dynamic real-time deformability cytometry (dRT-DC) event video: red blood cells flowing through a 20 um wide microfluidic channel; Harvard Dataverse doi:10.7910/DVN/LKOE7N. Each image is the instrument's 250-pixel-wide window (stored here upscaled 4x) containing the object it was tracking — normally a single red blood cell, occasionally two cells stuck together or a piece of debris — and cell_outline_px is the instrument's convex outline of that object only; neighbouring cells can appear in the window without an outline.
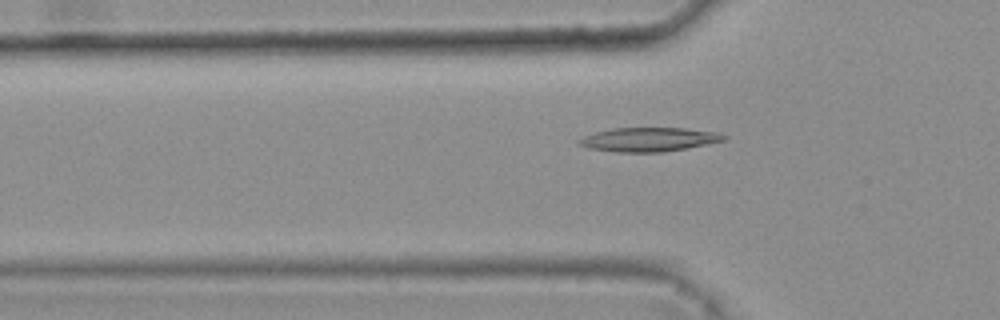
{"species": "common noctule bat (a hibernating species)", "species_latin": "Nyctalus noctula", "temperature_condition": "warm", "stored_images_in_passage": 48, "camera_frame_rate_fps": 3000, "um_per_image_px": 0.085, "animal": {"sex": "female", "body_mass_g": 25.1}, "frame": {"image": 1, "passage_image": 17, "time_ms": 5.333, "image_size_px": [1000, 320], "cell_outline_px": [[728, 136], [724, 140], [664, 152], [616, 152], [588, 148], [576, 144], [576, 140], [584, 136], [596, 132], [612, 128], [684, 128], [716, 132]], "centroid_in_image_um": [55.07, 11.85], "position_along_channel_um": 70.7, "area_um2": 20.11}}
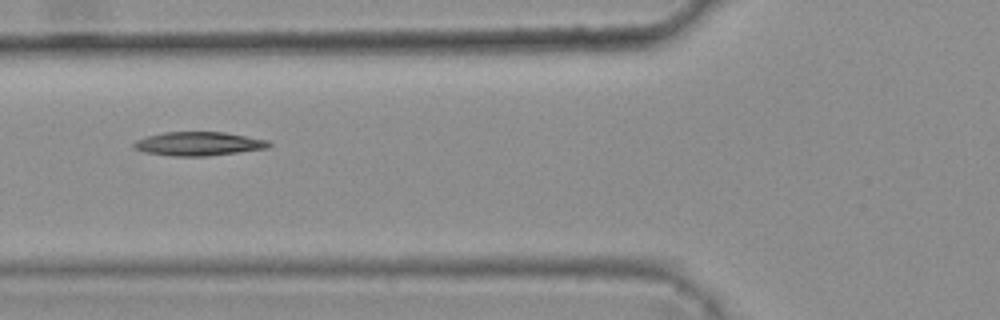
{"frame": {"image": 2, "passage_image": 20, "time_ms": 6.333, "image_size_px": [1000, 320], "cell_outline_px": [[272, 144], [268, 148], [208, 156], [172, 156], [144, 152], [132, 148], [132, 144], [136, 140], [148, 136], [164, 132], [224, 132], [268, 140]], "centroid_in_image_um": [16.86, 12.22], "position_along_channel_um": 108.9, "area_um2": 18.73}}
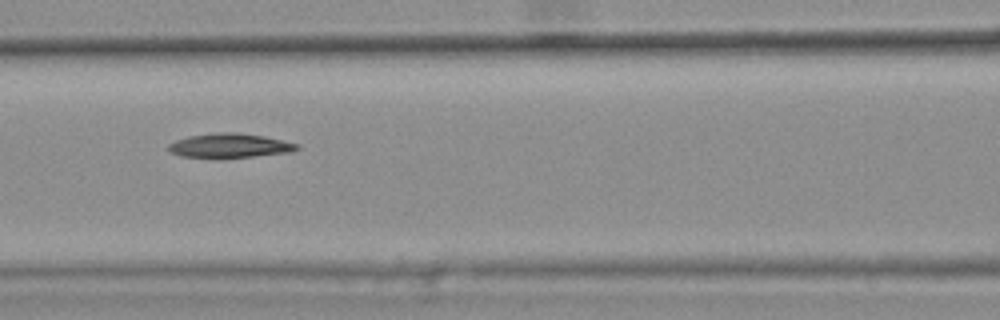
{"frame": {"image": 3, "passage_image": 23, "time_ms": 7.333, "image_size_px": [1000, 320], "cell_outline_px": [[300, 148], [292, 152], [252, 156], [180, 156], [168, 152], [168, 144], [176, 140], [188, 136], [216, 132], [236, 132], [264, 136], [300, 144]], "centroid_in_image_um": [19.54, 12.35], "position_along_channel_um": 147.1, "area_um2": 17.8}}